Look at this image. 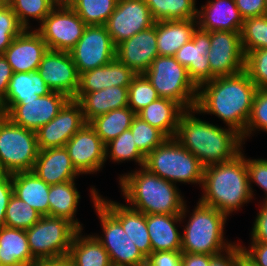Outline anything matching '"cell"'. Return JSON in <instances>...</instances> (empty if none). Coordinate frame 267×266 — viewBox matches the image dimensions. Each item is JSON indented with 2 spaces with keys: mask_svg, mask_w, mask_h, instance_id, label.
<instances>
[{
  "mask_svg": "<svg viewBox=\"0 0 267 266\" xmlns=\"http://www.w3.org/2000/svg\"><path fill=\"white\" fill-rule=\"evenodd\" d=\"M247 171L252 196L254 191H252L251 183L254 182L265 191L266 197L264 201L267 203V160L247 159Z\"/></svg>",
  "mask_w": 267,
  "mask_h": 266,
  "instance_id": "cell-47",
  "label": "cell"
},
{
  "mask_svg": "<svg viewBox=\"0 0 267 266\" xmlns=\"http://www.w3.org/2000/svg\"><path fill=\"white\" fill-rule=\"evenodd\" d=\"M37 266H75V264L73 260L67 255L40 261L38 262Z\"/></svg>",
  "mask_w": 267,
  "mask_h": 266,
  "instance_id": "cell-56",
  "label": "cell"
},
{
  "mask_svg": "<svg viewBox=\"0 0 267 266\" xmlns=\"http://www.w3.org/2000/svg\"><path fill=\"white\" fill-rule=\"evenodd\" d=\"M69 100L67 95L52 91L36 99L7 104L0 112L15 125L36 132L51 121Z\"/></svg>",
  "mask_w": 267,
  "mask_h": 266,
  "instance_id": "cell-12",
  "label": "cell"
},
{
  "mask_svg": "<svg viewBox=\"0 0 267 266\" xmlns=\"http://www.w3.org/2000/svg\"><path fill=\"white\" fill-rule=\"evenodd\" d=\"M51 92L38 71L13 73L6 97L0 103V111L7 104H18L22 100L36 99Z\"/></svg>",
  "mask_w": 267,
  "mask_h": 266,
  "instance_id": "cell-32",
  "label": "cell"
},
{
  "mask_svg": "<svg viewBox=\"0 0 267 266\" xmlns=\"http://www.w3.org/2000/svg\"><path fill=\"white\" fill-rule=\"evenodd\" d=\"M13 71L4 55H0V103L5 99Z\"/></svg>",
  "mask_w": 267,
  "mask_h": 266,
  "instance_id": "cell-54",
  "label": "cell"
},
{
  "mask_svg": "<svg viewBox=\"0 0 267 266\" xmlns=\"http://www.w3.org/2000/svg\"><path fill=\"white\" fill-rule=\"evenodd\" d=\"M240 266H258L255 263H253L242 251L241 245H240Z\"/></svg>",
  "mask_w": 267,
  "mask_h": 266,
  "instance_id": "cell-57",
  "label": "cell"
},
{
  "mask_svg": "<svg viewBox=\"0 0 267 266\" xmlns=\"http://www.w3.org/2000/svg\"><path fill=\"white\" fill-rule=\"evenodd\" d=\"M158 55L154 25L123 40L115 51V57L136 74H144Z\"/></svg>",
  "mask_w": 267,
  "mask_h": 266,
  "instance_id": "cell-20",
  "label": "cell"
},
{
  "mask_svg": "<svg viewBox=\"0 0 267 266\" xmlns=\"http://www.w3.org/2000/svg\"><path fill=\"white\" fill-rule=\"evenodd\" d=\"M181 251L152 252L146 266H181Z\"/></svg>",
  "mask_w": 267,
  "mask_h": 266,
  "instance_id": "cell-48",
  "label": "cell"
},
{
  "mask_svg": "<svg viewBox=\"0 0 267 266\" xmlns=\"http://www.w3.org/2000/svg\"><path fill=\"white\" fill-rule=\"evenodd\" d=\"M76 100L83 111L86 123L111 110L128 106V87L112 86L91 93H77Z\"/></svg>",
  "mask_w": 267,
  "mask_h": 266,
  "instance_id": "cell-27",
  "label": "cell"
},
{
  "mask_svg": "<svg viewBox=\"0 0 267 266\" xmlns=\"http://www.w3.org/2000/svg\"><path fill=\"white\" fill-rule=\"evenodd\" d=\"M154 18L143 0H118L114 12L105 23L113 44L154 25Z\"/></svg>",
  "mask_w": 267,
  "mask_h": 266,
  "instance_id": "cell-15",
  "label": "cell"
},
{
  "mask_svg": "<svg viewBox=\"0 0 267 266\" xmlns=\"http://www.w3.org/2000/svg\"><path fill=\"white\" fill-rule=\"evenodd\" d=\"M37 71L51 91L75 98L80 75L70 52L48 50Z\"/></svg>",
  "mask_w": 267,
  "mask_h": 266,
  "instance_id": "cell-16",
  "label": "cell"
},
{
  "mask_svg": "<svg viewBox=\"0 0 267 266\" xmlns=\"http://www.w3.org/2000/svg\"><path fill=\"white\" fill-rule=\"evenodd\" d=\"M197 26L205 31L241 32L243 18L235 0H210L197 10Z\"/></svg>",
  "mask_w": 267,
  "mask_h": 266,
  "instance_id": "cell-25",
  "label": "cell"
},
{
  "mask_svg": "<svg viewBox=\"0 0 267 266\" xmlns=\"http://www.w3.org/2000/svg\"><path fill=\"white\" fill-rule=\"evenodd\" d=\"M116 46L104 25H87L83 36L69 51L79 75L108 64L115 58Z\"/></svg>",
  "mask_w": 267,
  "mask_h": 266,
  "instance_id": "cell-13",
  "label": "cell"
},
{
  "mask_svg": "<svg viewBox=\"0 0 267 266\" xmlns=\"http://www.w3.org/2000/svg\"><path fill=\"white\" fill-rule=\"evenodd\" d=\"M245 71L258 89H267V48L245 55Z\"/></svg>",
  "mask_w": 267,
  "mask_h": 266,
  "instance_id": "cell-44",
  "label": "cell"
},
{
  "mask_svg": "<svg viewBox=\"0 0 267 266\" xmlns=\"http://www.w3.org/2000/svg\"><path fill=\"white\" fill-rule=\"evenodd\" d=\"M186 110L173 100L159 98L136 115L160 130L167 138H174L181 115Z\"/></svg>",
  "mask_w": 267,
  "mask_h": 266,
  "instance_id": "cell-31",
  "label": "cell"
},
{
  "mask_svg": "<svg viewBox=\"0 0 267 266\" xmlns=\"http://www.w3.org/2000/svg\"><path fill=\"white\" fill-rule=\"evenodd\" d=\"M255 129L267 132V89H258L255 93L251 115L241 135L243 142Z\"/></svg>",
  "mask_w": 267,
  "mask_h": 266,
  "instance_id": "cell-45",
  "label": "cell"
},
{
  "mask_svg": "<svg viewBox=\"0 0 267 266\" xmlns=\"http://www.w3.org/2000/svg\"><path fill=\"white\" fill-rule=\"evenodd\" d=\"M240 37L244 55L267 48V15L244 19Z\"/></svg>",
  "mask_w": 267,
  "mask_h": 266,
  "instance_id": "cell-39",
  "label": "cell"
},
{
  "mask_svg": "<svg viewBox=\"0 0 267 266\" xmlns=\"http://www.w3.org/2000/svg\"><path fill=\"white\" fill-rule=\"evenodd\" d=\"M144 168L171 183L202 185L204 166L175 138H167L145 157Z\"/></svg>",
  "mask_w": 267,
  "mask_h": 266,
  "instance_id": "cell-6",
  "label": "cell"
},
{
  "mask_svg": "<svg viewBox=\"0 0 267 266\" xmlns=\"http://www.w3.org/2000/svg\"><path fill=\"white\" fill-rule=\"evenodd\" d=\"M85 124L80 104L70 99L51 121L36 131L39 150L65 147L67 141Z\"/></svg>",
  "mask_w": 267,
  "mask_h": 266,
  "instance_id": "cell-17",
  "label": "cell"
},
{
  "mask_svg": "<svg viewBox=\"0 0 267 266\" xmlns=\"http://www.w3.org/2000/svg\"><path fill=\"white\" fill-rule=\"evenodd\" d=\"M118 0H72L68 5L86 25H105Z\"/></svg>",
  "mask_w": 267,
  "mask_h": 266,
  "instance_id": "cell-37",
  "label": "cell"
},
{
  "mask_svg": "<svg viewBox=\"0 0 267 266\" xmlns=\"http://www.w3.org/2000/svg\"><path fill=\"white\" fill-rule=\"evenodd\" d=\"M32 171L49 185L73 181L80 175L65 147L39 150Z\"/></svg>",
  "mask_w": 267,
  "mask_h": 266,
  "instance_id": "cell-22",
  "label": "cell"
},
{
  "mask_svg": "<svg viewBox=\"0 0 267 266\" xmlns=\"http://www.w3.org/2000/svg\"><path fill=\"white\" fill-rule=\"evenodd\" d=\"M251 247L241 246L243 253L256 265L267 266V243L251 242Z\"/></svg>",
  "mask_w": 267,
  "mask_h": 266,
  "instance_id": "cell-53",
  "label": "cell"
},
{
  "mask_svg": "<svg viewBox=\"0 0 267 266\" xmlns=\"http://www.w3.org/2000/svg\"><path fill=\"white\" fill-rule=\"evenodd\" d=\"M265 10H266V15H267V0H265Z\"/></svg>",
  "mask_w": 267,
  "mask_h": 266,
  "instance_id": "cell-60",
  "label": "cell"
},
{
  "mask_svg": "<svg viewBox=\"0 0 267 266\" xmlns=\"http://www.w3.org/2000/svg\"><path fill=\"white\" fill-rule=\"evenodd\" d=\"M78 230L71 243L68 256L75 266H113L108 252L94 235H81ZM83 236V237H82Z\"/></svg>",
  "mask_w": 267,
  "mask_h": 266,
  "instance_id": "cell-34",
  "label": "cell"
},
{
  "mask_svg": "<svg viewBox=\"0 0 267 266\" xmlns=\"http://www.w3.org/2000/svg\"><path fill=\"white\" fill-rule=\"evenodd\" d=\"M85 22L68 5H56L35 29L48 50L69 52L83 36Z\"/></svg>",
  "mask_w": 267,
  "mask_h": 266,
  "instance_id": "cell-11",
  "label": "cell"
},
{
  "mask_svg": "<svg viewBox=\"0 0 267 266\" xmlns=\"http://www.w3.org/2000/svg\"><path fill=\"white\" fill-rule=\"evenodd\" d=\"M136 75L115 57L104 66L81 73L77 93H91L112 86L129 87Z\"/></svg>",
  "mask_w": 267,
  "mask_h": 266,
  "instance_id": "cell-24",
  "label": "cell"
},
{
  "mask_svg": "<svg viewBox=\"0 0 267 266\" xmlns=\"http://www.w3.org/2000/svg\"><path fill=\"white\" fill-rule=\"evenodd\" d=\"M203 196L199 201L229 216L252 199L247 158L242 151L234 159L204 167Z\"/></svg>",
  "mask_w": 267,
  "mask_h": 266,
  "instance_id": "cell-3",
  "label": "cell"
},
{
  "mask_svg": "<svg viewBox=\"0 0 267 266\" xmlns=\"http://www.w3.org/2000/svg\"><path fill=\"white\" fill-rule=\"evenodd\" d=\"M91 195L104 232L103 237H95L108 252L112 265L146 266L147 258L127 236L122 225L98 202L99 194L94 187Z\"/></svg>",
  "mask_w": 267,
  "mask_h": 266,
  "instance_id": "cell-10",
  "label": "cell"
},
{
  "mask_svg": "<svg viewBox=\"0 0 267 266\" xmlns=\"http://www.w3.org/2000/svg\"><path fill=\"white\" fill-rule=\"evenodd\" d=\"M134 141L131 130H125L105 145V160L108 157L118 163L134 160L139 163L140 168L144 167L146 156L137 148Z\"/></svg>",
  "mask_w": 267,
  "mask_h": 266,
  "instance_id": "cell-38",
  "label": "cell"
},
{
  "mask_svg": "<svg viewBox=\"0 0 267 266\" xmlns=\"http://www.w3.org/2000/svg\"><path fill=\"white\" fill-rule=\"evenodd\" d=\"M134 143L137 148L147 156L156 147L161 145L167 137L157 128L142 120L137 115L134 117L130 126Z\"/></svg>",
  "mask_w": 267,
  "mask_h": 266,
  "instance_id": "cell-42",
  "label": "cell"
},
{
  "mask_svg": "<svg viewBox=\"0 0 267 266\" xmlns=\"http://www.w3.org/2000/svg\"><path fill=\"white\" fill-rule=\"evenodd\" d=\"M69 157L80 174H93L105 163V144L95 130L86 123L66 143Z\"/></svg>",
  "mask_w": 267,
  "mask_h": 266,
  "instance_id": "cell-18",
  "label": "cell"
},
{
  "mask_svg": "<svg viewBox=\"0 0 267 266\" xmlns=\"http://www.w3.org/2000/svg\"><path fill=\"white\" fill-rule=\"evenodd\" d=\"M210 47V32L198 27L193 31L192 38L174 55L175 59L187 69L190 80L197 88L211 81L208 60Z\"/></svg>",
  "mask_w": 267,
  "mask_h": 266,
  "instance_id": "cell-19",
  "label": "cell"
},
{
  "mask_svg": "<svg viewBox=\"0 0 267 266\" xmlns=\"http://www.w3.org/2000/svg\"><path fill=\"white\" fill-rule=\"evenodd\" d=\"M77 231L66 219L42 216L26 230L30 252L38 262L67 256Z\"/></svg>",
  "mask_w": 267,
  "mask_h": 266,
  "instance_id": "cell-9",
  "label": "cell"
},
{
  "mask_svg": "<svg viewBox=\"0 0 267 266\" xmlns=\"http://www.w3.org/2000/svg\"><path fill=\"white\" fill-rule=\"evenodd\" d=\"M211 255L201 253H181V266H209Z\"/></svg>",
  "mask_w": 267,
  "mask_h": 266,
  "instance_id": "cell-55",
  "label": "cell"
},
{
  "mask_svg": "<svg viewBox=\"0 0 267 266\" xmlns=\"http://www.w3.org/2000/svg\"><path fill=\"white\" fill-rule=\"evenodd\" d=\"M98 202L122 225L127 236L147 258L152 246L146 226V215L128 205L105 200L99 195Z\"/></svg>",
  "mask_w": 267,
  "mask_h": 266,
  "instance_id": "cell-23",
  "label": "cell"
},
{
  "mask_svg": "<svg viewBox=\"0 0 267 266\" xmlns=\"http://www.w3.org/2000/svg\"><path fill=\"white\" fill-rule=\"evenodd\" d=\"M38 152L36 132L0 114V173L32 171Z\"/></svg>",
  "mask_w": 267,
  "mask_h": 266,
  "instance_id": "cell-8",
  "label": "cell"
},
{
  "mask_svg": "<svg viewBox=\"0 0 267 266\" xmlns=\"http://www.w3.org/2000/svg\"><path fill=\"white\" fill-rule=\"evenodd\" d=\"M154 21L197 19L196 0H143Z\"/></svg>",
  "mask_w": 267,
  "mask_h": 266,
  "instance_id": "cell-36",
  "label": "cell"
},
{
  "mask_svg": "<svg viewBox=\"0 0 267 266\" xmlns=\"http://www.w3.org/2000/svg\"><path fill=\"white\" fill-rule=\"evenodd\" d=\"M181 235V252L217 255L234 245L224 239L227 215L198 201Z\"/></svg>",
  "mask_w": 267,
  "mask_h": 266,
  "instance_id": "cell-5",
  "label": "cell"
},
{
  "mask_svg": "<svg viewBox=\"0 0 267 266\" xmlns=\"http://www.w3.org/2000/svg\"><path fill=\"white\" fill-rule=\"evenodd\" d=\"M160 98L179 103L185 110L194 109L198 88L190 80L187 69L174 56H157L144 73Z\"/></svg>",
  "mask_w": 267,
  "mask_h": 266,
  "instance_id": "cell-7",
  "label": "cell"
},
{
  "mask_svg": "<svg viewBox=\"0 0 267 266\" xmlns=\"http://www.w3.org/2000/svg\"><path fill=\"white\" fill-rule=\"evenodd\" d=\"M8 4L25 29L31 27L28 26L29 18L39 20L41 23L57 5L53 0H8Z\"/></svg>",
  "mask_w": 267,
  "mask_h": 266,
  "instance_id": "cell-41",
  "label": "cell"
},
{
  "mask_svg": "<svg viewBox=\"0 0 267 266\" xmlns=\"http://www.w3.org/2000/svg\"><path fill=\"white\" fill-rule=\"evenodd\" d=\"M57 5L69 4L72 0H53Z\"/></svg>",
  "mask_w": 267,
  "mask_h": 266,
  "instance_id": "cell-58",
  "label": "cell"
},
{
  "mask_svg": "<svg viewBox=\"0 0 267 266\" xmlns=\"http://www.w3.org/2000/svg\"><path fill=\"white\" fill-rule=\"evenodd\" d=\"M79 199L80 194L74 180L50 185L49 216L66 219L78 230H82V224L74 218Z\"/></svg>",
  "mask_w": 267,
  "mask_h": 266,
  "instance_id": "cell-33",
  "label": "cell"
},
{
  "mask_svg": "<svg viewBox=\"0 0 267 266\" xmlns=\"http://www.w3.org/2000/svg\"><path fill=\"white\" fill-rule=\"evenodd\" d=\"M196 109L180 117L175 139L206 167L234 159L242 150V137L235 129L221 128L196 118Z\"/></svg>",
  "mask_w": 267,
  "mask_h": 266,
  "instance_id": "cell-2",
  "label": "cell"
},
{
  "mask_svg": "<svg viewBox=\"0 0 267 266\" xmlns=\"http://www.w3.org/2000/svg\"><path fill=\"white\" fill-rule=\"evenodd\" d=\"M159 56H174L192 38L197 19L154 22Z\"/></svg>",
  "mask_w": 267,
  "mask_h": 266,
  "instance_id": "cell-30",
  "label": "cell"
},
{
  "mask_svg": "<svg viewBox=\"0 0 267 266\" xmlns=\"http://www.w3.org/2000/svg\"><path fill=\"white\" fill-rule=\"evenodd\" d=\"M24 29L6 49L4 56L13 73L37 71L43 55L48 51L40 34Z\"/></svg>",
  "mask_w": 267,
  "mask_h": 266,
  "instance_id": "cell-21",
  "label": "cell"
},
{
  "mask_svg": "<svg viewBox=\"0 0 267 266\" xmlns=\"http://www.w3.org/2000/svg\"><path fill=\"white\" fill-rule=\"evenodd\" d=\"M159 98L157 90L144 74H137L128 87V107L136 114Z\"/></svg>",
  "mask_w": 267,
  "mask_h": 266,
  "instance_id": "cell-43",
  "label": "cell"
},
{
  "mask_svg": "<svg viewBox=\"0 0 267 266\" xmlns=\"http://www.w3.org/2000/svg\"><path fill=\"white\" fill-rule=\"evenodd\" d=\"M29 249L25 230L0 228V266H37Z\"/></svg>",
  "mask_w": 267,
  "mask_h": 266,
  "instance_id": "cell-29",
  "label": "cell"
},
{
  "mask_svg": "<svg viewBox=\"0 0 267 266\" xmlns=\"http://www.w3.org/2000/svg\"><path fill=\"white\" fill-rule=\"evenodd\" d=\"M11 179L15 196L25 201L42 216L49 215V184L38 178L33 171L12 173Z\"/></svg>",
  "mask_w": 267,
  "mask_h": 266,
  "instance_id": "cell-28",
  "label": "cell"
},
{
  "mask_svg": "<svg viewBox=\"0 0 267 266\" xmlns=\"http://www.w3.org/2000/svg\"><path fill=\"white\" fill-rule=\"evenodd\" d=\"M235 4L243 19L266 15L265 0H235Z\"/></svg>",
  "mask_w": 267,
  "mask_h": 266,
  "instance_id": "cell-52",
  "label": "cell"
},
{
  "mask_svg": "<svg viewBox=\"0 0 267 266\" xmlns=\"http://www.w3.org/2000/svg\"><path fill=\"white\" fill-rule=\"evenodd\" d=\"M251 232L252 242L267 243V203H263Z\"/></svg>",
  "mask_w": 267,
  "mask_h": 266,
  "instance_id": "cell-51",
  "label": "cell"
},
{
  "mask_svg": "<svg viewBox=\"0 0 267 266\" xmlns=\"http://www.w3.org/2000/svg\"><path fill=\"white\" fill-rule=\"evenodd\" d=\"M121 175L119 184L131 208L149 214H181L185 202L176 184L141 167Z\"/></svg>",
  "mask_w": 267,
  "mask_h": 266,
  "instance_id": "cell-4",
  "label": "cell"
},
{
  "mask_svg": "<svg viewBox=\"0 0 267 266\" xmlns=\"http://www.w3.org/2000/svg\"><path fill=\"white\" fill-rule=\"evenodd\" d=\"M13 195L11 174L0 173V228L5 226V213Z\"/></svg>",
  "mask_w": 267,
  "mask_h": 266,
  "instance_id": "cell-49",
  "label": "cell"
},
{
  "mask_svg": "<svg viewBox=\"0 0 267 266\" xmlns=\"http://www.w3.org/2000/svg\"><path fill=\"white\" fill-rule=\"evenodd\" d=\"M8 5V0H0V11Z\"/></svg>",
  "mask_w": 267,
  "mask_h": 266,
  "instance_id": "cell-59",
  "label": "cell"
},
{
  "mask_svg": "<svg viewBox=\"0 0 267 266\" xmlns=\"http://www.w3.org/2000/svg\"><path fill=\"white\" fill-rule=\"evenodd\" d=\"M25 28L19 23L9 4L0 11V55Z\"/></svg>",
  "mask_w": 267,
  "mask_h": 266,
  "instance_id": "cell-46",
  "label": "cell"
},
{
  "mask_svg": "<svg viewBox=\"0 0 267 266\" xmlns=\"http://www.w3.org/2000/svg\"><path fill=\"white\" fill-rule=\"evenodd\" d=\"M257 90L245 70L230 76L216 77L198 88L196 113L218 116L228 127L242 135Z\"/></svg>",
  "mask_w": 267,
  "mask_h": 266,
  "instance_id": "cell-1",
  "label": "cell"
},
{
  "mask_svg": "<svg viewBox=\"0 0 267 266\" xmlns=\"http://www.w3.org/2000/svg\"><path fill=\"white\" fill-rule=\"evenodd\" d=\"M210 42L208 60L211 80L245 70V55L239 32L212 31L210 32Z\"/></svg>",
  "mask_w": 267,
  "mask_h": 266,
  "instance_id": "cell-14",
  "label": "cell"
},
{
  "mask_svg": "<svg viewBox=\"0 0 267 266\" xmlns=\"http://www.w3.org/2000/svg\"><path fill=\"white\" fill-rule=\"evenodd\" d=\"M217 255H211L209 266H240V245L235 244Z\"/></svg>",
  "mask_w": 267,
  "mask_h": 266,
  "instance_id": "cell-50",
  "label": "cell"
},
{
  "mask_svg": "<svg viewBox=\"0 0 267 266\" xmlns=\"http://www.w3.org/2000/svg\"><path fill=\"white\" fill-rule=\"evenodd\" d=\"M136 113L130 107L111 110L89 122L96 134L106 145L112 139L119 136L125 130L130 129Z\"/></svg>",
  "mask_w": 267,
  "mask_h": 266,
  "instance_id": "cell-35",
  "label": "cell"
},
{
  "mask_svg": "<svg viewBox=\"0 0 267 266\" xmlns=\"http://www.w3.org/2000/svg\"><path fill=\"white\" fill-rule=\"evenodd\" d=\"M41 217L38 211L13 194L6 208L5 226L26 231Z\"/></svg>",
  "mask_w": 267,
  "mask_h": 266,
  "instance_id": "cell-40",
  "label": "cell"
},
{
  "mask_svg": "<svg viewBox=\"0 0 267 266\" xmlns=\"http://www.w3.org/2000/svg\"><path fill=\"white\" fill-rule=\"evenodd\" d=\"M186 203L181 214L146 215V226L149 233L152 252L181 251V233L175 223L182 221L186 214Z\"/></svg>",
  "mask_w": 267,
  "mask_h": 266,
  "instance_id": "cell-26",
  "label": "cell"
}]
</instances>
